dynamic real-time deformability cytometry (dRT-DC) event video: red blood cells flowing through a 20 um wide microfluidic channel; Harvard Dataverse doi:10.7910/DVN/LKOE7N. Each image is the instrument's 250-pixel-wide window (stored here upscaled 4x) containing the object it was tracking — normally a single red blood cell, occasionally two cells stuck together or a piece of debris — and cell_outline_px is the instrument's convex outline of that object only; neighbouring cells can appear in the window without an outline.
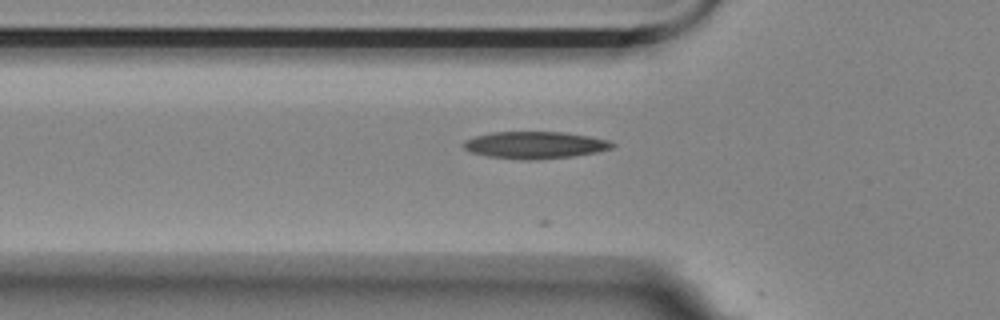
{"species": "Egyptian fruit bat (a non-hibernating species)", "species_latin": "Rousettus aegyptiacus", "temperature_condition": "room temperature", "stored_images_in_passage": 15, "camera_frame_rate_fps": 3000, "um_per_image_px": 0.085, "animal": {"sex": "female"}, "frame": {"image": 1, "passage_image": 3, "time_ms": 0.667, "image_size_px": [1000, 320], "cell_outline_px": [[616, 144], [612, 148], [596, 152], [572, 156], [536, 160], [520, 160], [488, 156], [472, 152], [464, 148], [464, 140], [476, 136], [492, 132], [564, 132], [588, 136], [608, 140]], "centroid_in_image_um": [45.48, 12.33], "position_along_channel_um": 80.3, "area_um2": 23.35}}
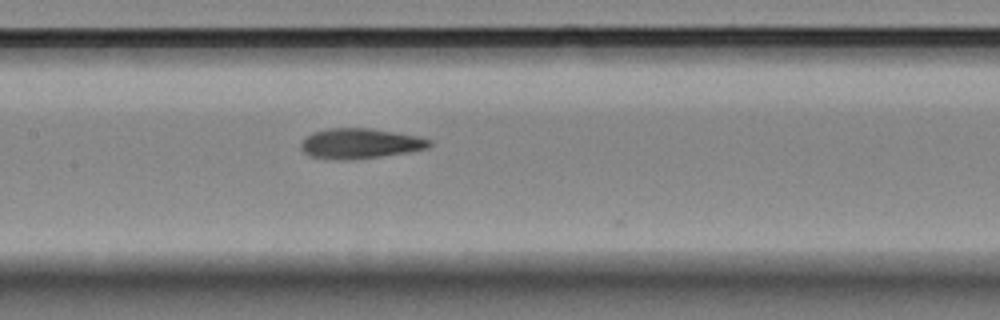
{"frame": {"image": 2, "passage_image": 11, "time_ms": 3.333, "image_size_px": [1000, 320], "cell_outline_px": [[432, 144], [428, 148], [408, 152], [352, 160], [336, 160], [312, 156], [304, 152], [300, 148], [300, 144], [312, 132], [328, 128], [368, 128], [416, 136], [432, 140]], "centroid_in_image_um": [30.6, 12.2], "position_along_channel_um": 176.8, "area_um2": 22.43}}
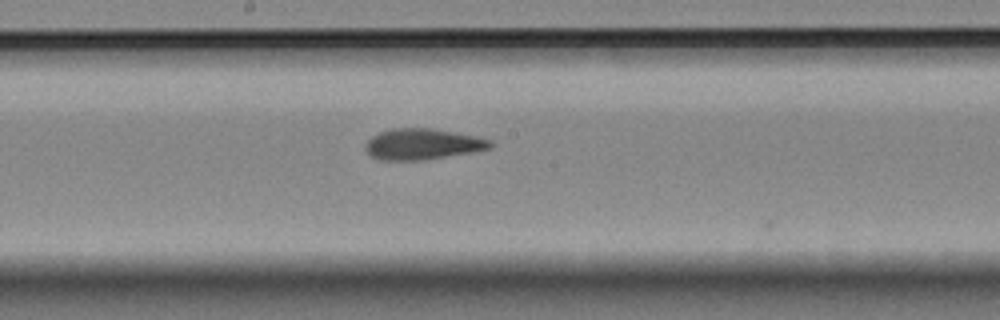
{"frame": {"image": 3, "passage_image": 14, "time_ms": 4.333, "image_size_px": [1000, 320], "cell_outline_px": [[492, 148], [472, 152], [428, 160], [380, 160], [368, 156], [364, 148], [364, 144], [372, 136], [380, 132], [392, 128], [428, 128], [472, 136], [492, 140]], "centroid_in_image_um": [35.85, 12.27], "position_along_channel_um": 212.4, "area_um2": 22.54}}